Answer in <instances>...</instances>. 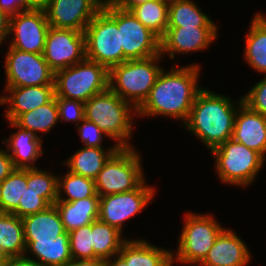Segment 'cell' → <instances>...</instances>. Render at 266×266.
Instances as JSON below:
<instances>
[{"label":"cell","instance_id":"obj_1","mask_svg":"<svg viewBox=\"0 0 266 266\" xmlns=\"http://www.w3.org/2000/svg\"><path fill=\"white\" fill-rule=\"evenodd\" d=\"M170 71L162 69L159 73L148 98L137 109V117L167 116L174 120L187 121L197 93L203 88L198 87L200 65L192 63L179 67L174 64Z\"/></svg>","mask_w":266,"mask_h":266},{"label":"cell","instance_id":"obj_2","mask_svg":"<svg viewBox=\"0 0 266 266\" xmlns=\"http://www.w3.org/2000/svg\"><path fill=\"white\" fill-rule=\"evenodd\" d=\"M242 103V97L234 102L227 95L203 87L183 126L211 151L232 138L235 115Z\"/></svg>","mask_w":266,"mask_h":266},{"label":"cell","instance_id":"obj_3","mask_svg":"<svg viewBox=\"0 0 266 266\" xmlns=\"http://www.w3.org/2000/svg\"><path fill=\"white\" fill-rule=\"evenodd\" d=\"M84 107L85 118L94 122L109 139L117 141L118 147H133L130 139L137 110L129 102L108 88L91 97Z\"/></svg>","mask_w":266,"mask_h":266},{"label":"cell","instance_id":"obj_4","mask_svg":"<svg viewBox=\"0 0 266 266\" xmlns=\"http://www.w3.org/2000/svg\"><path fill=\"white\" fill-rule=\"evenodd\" d=\"M162 58L159 54L113 66L109 69L108 88L137 110L148 98L163 69L158 64Z\"/></svg>","mask_w":266,"mask_h":266},{"label":"cell","instance_id":"obj_5","mask_svg":"<svg viewBox=\"0 0 266 266\" xmlns=\"http://www.w3.org/2000/svg\"><path fill=\"white\" fill-rule=\"evenodd\" d=\"M214 156L215 170L224 184L247 187L256 179L266 158L230 138L210 151Z\"/></svg>","mask_w":266,"mask_h":266},{"label":"cell","instance_id":"obj_6","mask_svg":"<svg viewBox=\"0 0 266 266\" xmlns=\"http://www.w3.org/2000/svg\"><path fill=\"white\" fill-rule=\"evenodd\" d=\"M84 34L87 59L108 70L124 62L115 6L111 4L102 8L87 25Z\"/></svg>","mask_w":266,"mask_h":266},{"label":"cell","instance_id":"obj_7","mask_svg":"<svg viewBox=\"0 0 266 266\" xmlns=\"http://www.w3.org/2000/svg\"><path fill=\"white\" fill-rule=\"evenodd\" d=\"M135 149L119 147L105 162L95 179L100 197L132 191L145 181L141 156Z\"/></svg>","mask_w":266,"mask_h":266},{"label":"cell","instance_id":"obj_8","mask_svg":"<svg viewBox=\"0 0 266 266\" xmlns=\"http://www.w3.org/2000/svg\"><path fill=\"white\" fill-rule=\"evenodd\" d=\"M184 217L177 253L172 252V265L178 262L199 266L225 227L214 219L213 214L188 212Z\"/></svg>","mask_w":266,"mask_h":266},{"label":"cell","instance_id":"obj_9","mask_svg":"<svg viewBox=\"0 0 266 266\" xmlns=\"http://www.w3.org/2000/svg\"><path fill=\"white\" fill-rule=\"evenodd\" d=\"M109 70L85 58L68 68L55 72V97L87 102L108 89Z\"/></svg>","mask_w":266,"mask_h":266},{"label":"cell","instance_id":"obj_10","mask_svg":"<svg viewBox=\"0 0 266 266\" xmlns=\"http://www.w3.org/2000/svg\"><path fill=\"white\" fill-rule=\"evenodd\" d=\"M5 87L43 86L55 84V72L43 54L24 52L9 47L5 56Z\"/></svg>","mask_w":266,"mask_h":266},{"label":"cell","instance_id":"obj_11","mask_svg":"<svg viewBox=\"0 0 266 266\" xmlns=\"http://www.w3.org/2000/svg\"><path fill=\"white\" fill-rule=\"evenodd\" d=\"M155 194V188L144 181L132 191L101 196L98 219L123 232L125 222L143 211Z\"/></svg>","mask_w":266,"mask_h":266},{"label":"cell","instance_id":"obj_12","mask_svg":"<svg viewBox=\"0 0 266 266\" xmlns=\"http://www.w3.org/2000/svg\"><path fill=\"white\" fill-rule=\"evenodd\" d=\"M120 47L126 60L144 59L160 54V38L145 27L130 11L116 8Z\"/></svg>","mask_w":266,"mask_h":266},{"label":"cell","instance_id":"obj_13","mask_svg":"<svg viewBox=\"0 0 266 266\" xmlns=\"http://www.w3.org/2000/svg\"><path fill=\"white\" fill-rule=\"evenodd\" d=\"M50 25L44 9L22 11L9 18V47L36 54H43Z\"/></svg>","mask_w":266,"mask_h":266},{"label":"cell","instance_id":"obj_14","mask_svg":"<svg viewBox=\"0 0 266 266\" xmlns=\"http://www.w3.org/2000/svg\"><path fill=\"white\" fill-rule=\"evenodd\" d=\"M43 56L54 72L83 61L86 58L84 32L49 27Z\"/></svg>","mask_w":266,"mask_h":266},{"label":"cell","instance_id":"obj_15","mask_svg":"<svg viewBox=\"0 0 266 266\" xmlns=\"http://www.w3.org/2000/svg\"><path fill=\"white\" fill-rule=\"evenodd\" d=\"M43 9L50 27L84 32L102 7L95 0H48Z\"/></svg>","mask_w":266,"mask_h":266},{"label":"cell","instance_id":"obj_16","mask_svg":"<svg viewBox=\"0 0 266 266\" xmlns=\"http://www.w3.org/2000/svg\"><path fill=\"white\" fill-rule=\"evenodd\" d=\"M218 27H167L160 38V55L170 56L185 54L207 49L218 34ZM168 53V54H166Z\"/></svg>","mask_w":266,"mask_h":266},{"label":"cell","instance_id":"obj_17","mask_svg":"<svg viewBox=\"0 0 266 266\" xmlns=\"http://www.w3.org/2000/svg\"><path fill=\"white\" fill-rule=\"evenodd\" d=\"M5 93L6 95L0 97V105H8L5 117L7 121L14 122L21 114L30 112L52 100L55 97V84L5 87Z\"/></svg>","mask_w":266,"mask_h":266},{"label":"cell","instance_id":"obj_18","mask_svg":"<svg viewBox=\"0 0 266 266\" xmlns=\"http://www.w3.org/2000/svg\"><path fill=\"white\" fill-rule=\"evenodd\" d=\"M251 252L233 229L224 228L200 266H246Z\"/></svg>","mask_w":266,"mask_h":266},{"label":"cell","instance_id":"obj_19","mask_svg":"<svg viewBox=\"0 0 266 266\" xmlns=\"http://www.w3.org/2000/svg\"><path fill=\"white\" fill-rule=\"evenodd\" d=\"M232 139L266 157V117L242 103L236 112Z\"/></svg>","mask_w":266,"mask_h":266},{"label":"cell","instance_id":"obj_20","mask_svg":"<svg viewBox=\"0 0 266 266\" xmlns=\"http://www.w3.org/2000/svg\"><path fill=\"white\" fill-rule=\"evenodd\" d=\"M26 245L53 244L58 235L65 232L54 205L46 210L22 218Z\"/></svg>","mask_w":266,"mask_h":266},{"label":"cell","instance_id":"obj_21","mask_svg":"<svg viewBox=\"0 0 266 266\" xmlns=\"http://www.w3.org/2000/svg\"><path fill=\"white\" fill-rule=\"evenodd\" d=\"M8 123L10 127L16 128L17 132L5 139L3 144H6V151L11 156L15 168H36V160L43 155L41 136L37 137L34 133L21 129L14 122Z\"/></svg>","mask_w":266,"mask_h":266},{"label":"cell","instance_id":"obj_22","mask_svg":"<svg viewBox=\"0 0 266 266\" xmlns=\"http://www.w3.org/2000/svg\"><path fill=\"white\" fill-rule=\"evenodd\" d=\"M56 207L67 233L91 224L99 218L100 196L79 199L73 202L56 201Z\"/></svg>","mask_w":266,"mask_h":266},{"label":"cell","instance_id":"obj_23","mask_svg":"<svg viewBox=\"0 0 266 266\" xmlns=\"http://www.w3.org/2000/svg\"><path fill=\"white\" fill-rule=\"evenodd\" d=\"M131 266H173L172 251L152 245L145 239H128L118 253Z\"/></svg>","mask_w":266,"mask_h":266},{"label":"cell","instance_id":"obj_24","mask_svg":"<svg viewBox=\"0 0 266 266\" xmlns=\"http://www.w3.org/2000/svg\"><path fill=\"white\" fill-rule=\"evenodd\" d=\"M119 147L114 144L111 148L82 147L64 161V165L72 173L95 180L105 162Z\"/></svg>","mask_w":266,"mask_h":266},{"label":"cell","instance_id":"obj_25","mask_svg":"<svg viewBox=\"0 0 266 266\" xmlns=\"http://www.w3.org/2000/svg\"><path fill=\"white\" fill-rule=\"evenodd\" d=\"M244 57L246 62L258 73L266 75V16L255 14L246 35Z\"/></svg>","mask_w":266,"mask_h":266},{"label":"cell","instance_id":"obj_26","mask_svg":"<svg viewBox=\"0 0 266 266\" xmlns=\"http://www.w3.org/2000/svg\"><path fill=\"white\" fill-rule=\"evenodd\" d=\"M30 253L33 258L28 257ZM24 255L36 266H64L72 259L69 234L65 231L58 235L53 244L26 245Z\"/></svg>","mask_w":266,"mask_h":266},{"label":"cell","instance_id":"obj_27","mask_svg":"<svg viewBox=\"0 0 266 266\" xmlns=\"http://www.w3.org/2000/svg\"><path fill=\"white\" fill-rule=\"evenodd\" d=\"M26 251L22 218L0 212V255L3 257L23 256Z\"/></svg>","mask_w":266,"mask_h":266},{"label":"cell","instance_id":"obj_28","mask_svg":"<svg viewBox=\"0 0 266 266\" xmlns=\"http://www.w3.org/2000/svg\"><path fill=\"white\" fill-rule=\"evenodd\" d=\"M194 0L169 1L167 27H217Z\"/></svg>","mask_w":266,"mask_h":266},{"label":"cell","instance_id":"obj_29","mask_svg":"<svg viewBox=\"0 0 266 266\" xmlns=\"http://www.w3.org/2000/svg\"><path fill=\"white\" fill-rule=\"evenodd\" d=\"M117 228L102 221L92 222L93 259L107 260L119 253L127 240Z\"/></svg>","mask_w":266,"mask_h":266},{"label":"cell","instance_id":"obj_30","mask_svg":"<svg viewBox=\"0 0 266 266\" xmlns=\"http://www.w3.org/2000/svg\"><path fill=\"white\" fill-rule=\"evenodd\" d=\"M57 122L61 123L56 97L30 112L21 114L14 121L21 129L30 131L37 137H39L38 132L47 133L51 131Z\"/></svg>","mask_w":266,"mask_h":266},{"label":"cell","instance_id":"obj_31","mask_svg":"<svg viewBox=\"0 0 266 266\" xmlns=\"http://www.w3.org/2000/svg\"><path fill=\"white\" fill-rule=\"evenodd\" d=\"M130 12L159 38L165 34L168 26L169 1L150 0L137 5Z\"/></svg>","mask_w":266,"mask_h":266},{"label":"cell","instance_id":"obj_32","mask_svg":"<svg viewBox=\"0 0 266 266\" xmlns=\"http://www.w3.org/2000/svg\"><path fill=\"white\" fill-rule=\"evenodd\" d=\"M63 192V193H62ZM65 197L63 198V195ZM96 194L95 180L67 171L64 177L58 176L57 201L73 202L93 197Z\"/></svg>","mask_w":266,"mask_h":266},{"label":"cell","instance_id":"obj_33","mask_svg":"<svg viewBox=\"0 0 266 266\" xmlns=\"http://www.w3.org/2000/svg\"><path fill=\"white\" fill-rule=\"evenodd\" d=\"M27 187V169L15 168L0 183V212L12 213Z\"/></svg>","mask_w":266,"mask_h":266},{"label":"cell","instance_id":"obj_34","mask_svg":"<svg viewBox=\"0 0 266 266\" xmlns=\"http://www.w3.org/2000/svg\"><path fill=\"white\" fill-rule=\"evenodd\" d=\"M27 188L41 193V197L51 206L58 197V175L38 167L27 169Z\"/></svg>","mask_w":266,"mask_h":266},{"label":"cell","instance_id":"obj_35","mask_svg":"<svg viewBox=\"0 0 266 266\" xmlns=\"http://www.w3.org/2000/svg\"><path fill=\"white\" fill-rule=\"evenodd\" d=\"M68 234L72 259H93L92 223Z\"/></svg>","mask_w":266,"mask_h":266},{"label":"cell","instance_id":"obj_36","mask_svg":"<svg viewBox=\"0 0 266 266\" xmlns=\"http://www.w3.org/2000/svg\"><path fill=\"white\" fill-rule=\"evenodd\" d=\"M50 205L41 197V193L34 192L25 187V192L19 200L18 207L12 214L23 218L30 214H35L46 210Z\"/></svg>","mask_w":266,"mask_h":266},{"label":"cell","instance_id":"obj_37","mask_svg":"<svg viewBox=\"0 0 266 266\" xmlns=\"http://www.w3.org/2000/svg\"><path fill=\"white\" fill-rule=\"evenodd\" d=\"M60 121H72L76 125L85 118L84 103L80 100H72L56 97Z\"/></svg>","mask_w":266,"mask_h":266},{"label":"cell","instance_id":"obj_38","mask_svg":"<svg viewBox=\"0 0 266 266\" xmlns=\"http://www.w3.org/2000/svg\"><path fill=\"white\" fill-rule=\"evenodd\" d=\"M242 96L243 103L266 117V75Z\"/></svg>","mask_w":266,"mask_h":266},{"label":"cell","instance_id":"obj_39","mask_svg":"<svg viewBox=\"0 0 266 266\" xmlns=\"http://www.w3.org/2000/svg\"><path fill=\"white\" fill-rule=\"evenodd\" d=\"M81 125H76L77 132L81 138V141L86 147H103V136L109 138L105 132H103L94 122H91L84 118L79 122Z\"/></svg>","mask_w":266,"mask_h":266},{"label":"cell","instance_id":"obj_40","mask_svg":"<svg viewBox=\"0 0 266 266\" xmlns=\"http://www.w3.org/2000/svg\"><path fill=\"white\" fill-rule=\"evenodd\" d=\"M35 9L28 0H0V10L9 17L22 11Z\"/></svg>","mask_w":266,"mask_h":266},{"label":"cell","instance_id":"obj_41","mask_svg":"<svg viewBox=\"0 0 266 266\" xmlns=\"http://www.w3.org/2000/svg\"><path fill=\"white\" fill-rule=\"evenodd\" d=\"M15 170V166L11 159V156L7 153V151L0 147V183L13 171Z\"/></svg>","mask_w":266,"mask_h":266},{"label":"cell","instance_id":"obj_42","mask_svg":"<svg viewBox=\"0 0 266 266\" xmlns=\"http://www.w3.org/2000/svg\"><path fill=\"white\" fill-rule=\"evenodd\" d=\"M2 266H36L27 256L4 257Z\"/></svg>","mask_w":266,"mask_h":266},{"label":"cell","instance_id":"obj_43","mask_svg":"<svg viewBox=\"0 0 266 266\" xmlns=\"http://www.w3.org/2000/svg\"><path fill=\"white\" fill-rule=\"evenodd\" d=\"M9 16L0 10V47L9 37Z\"/></svg>","mask_w":266,"mask_h":266},{"label":"cell","instance_id":"obj_44","mask_svg":"<svg viewBox=\"0 0 266 266\" xmlns=\"http://www.w3.org/2000/svg\"><path fill=\"white\" fill-rule=\"evenodd\" d=\"M64 266H105V260L102 259H71Z\"/></svg>","mask_w":266,"mask_h":266},{"label":"cell","instance_id":"obj_45","mask_svg":"<svg viewBox=\"0 0 266 266\" xmlns=\"http://www.w3.org/2000/svg\"><path fill=\"white\" fill-rule=\"evenodd\" d=\"M147 1L150 0H114L112 5L118 9L124 11H130L132 8L136 7L137 5L146 3Z\"/></svg>","mask_w":266,"mask_h":266},{"label":"cell","instance_id":"obj_46","mask_svg":"<svg viewBox=\"0 0 266 266\" xmlns=\"http://www.w3.org/2000/svg\"><path fill=\"white\" fill-rule=\"evenodd\" d=\"M105 266H131V264L130 262H125L119 254H116L115 256L105 260Z\"/></svg>","mask_w":266,"mask_h":266},{"label":"cell","instance_id":"obj_47","mask_svg":"<svg viewBox=\"0 0 266 266\" xmlns=\"http://www.w3.org/2000/svg\"><path fill=\"white\" fill-rule=\"evenodd\" d=\"M48 0H28L35 9H43Z\"/></svg>","mask_w":266,"mask_h":266},{"label":"cell","instance_id":"obj_48","mask_svg":"<svg viewBox=\"0 0 266 266\" xmlns=\"http://www.w3.org/2000/svg\"><path fill=\"white\" fill-rule=\"evenodd\" d=\"M102 8L108 7L113 4L114 0H95Z\"/></svg>","mask_w":266,"mask_h":266},{"label":"cell","instance_id":"obj_49","mask_svg":"<svg viewBox=\"0 0 266 266\" xmlns=\"http://www.w3.org/2000/svg\"><path fill=\"white\" fill-rule=\"evenodd\" d=\"M3 259L4 257L0 255V266H2Z\"/></svg>","mask_w":266,"mask_h":266}]
</instances>
